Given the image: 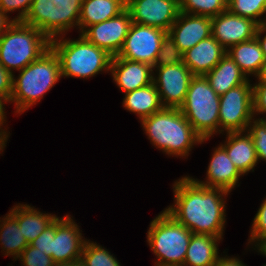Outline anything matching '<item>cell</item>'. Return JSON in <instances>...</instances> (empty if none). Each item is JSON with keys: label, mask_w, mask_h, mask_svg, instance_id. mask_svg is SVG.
<instances>
[{"label": "cell", "mask_w": 266, "mask_h": 266, "mask_svg": "<svg viewBox=\"0 0 266 266\" xmlns=\"http://www.w3.org/2000/svg\"><path fill=\"white\" fill-rule=\"evenodd\" d=\"M174 203L164 210L194 234H209L223 239L226 200L229 192L198 184L184 176L173 183Z\"/></svg>", "instance_id": "1"}, {"label": "cell", "mask_w": 266, "mask_h": 266, "mask_svg": "<svg viewBox=\"0 0 266 266\" xmlns=\"http://www.w3.org/2000/svg\"><path fill=\"white\" fill-rule=\"evenodd\" d=\"M140 122L151 144L172 157H187L194 145L209 140L194 131L179 108L164 107Z\"/></svg>", "instance_id": "2"}, {"label": "cell", "mask_w": 266, "mask_h": 266, "mask_svg": "<svg viewBox=\"0 0 266 266\" xmlns=\"http://www.w3.org/2000/svg\"><path fill=\"white\" fill-rule=\"evenodd\" d=\"M13 74L12 94L9 103H14L17 114H22L37 104L61 79L60 62L50 48L39 59Z\"/></svg>", "instance_id": "3"}, {"label": "cell", "mask_w": 266, "mask_h": 266, "mask_svg": "<svg viewBox=\"0 0 266 266\" xmlns=\"http://www.w3.org/2000/svg\"><path fill=\"white\" fill-rule=\"evenodd\" d=\"M50 48L60 62L61 77L88 79L109 72L112 56L87 41L81 34L76 40L64 35L51 39Z\"/></svg>", "instance_id": "4"}, {"label": "cell", "mask_w": 266, "mask_h": 266, "mask_svg": "<svg viewBox=\"0 0 266 266\" xmlns=\"http://www.w3.org/2000/svg\"><path fill=\"white\" fill-rule=\"evenodd\" d=\"M50 42L37 28L14 22L0 37V64L13 75L48 51Z\"/></svg>", "instance_id": "5"}, {"label": "cell", "mask_w": 266, "mask_h": 266, "mask_svg": "<svg viewBox=\"0 0 266 266\" xmlns=\"http://www.w3.org/2000/svg\"><path fill=\"white\" fill-rule=\"evenodd\" d=\"M192 232L163 210L149 225L147 242L157 257L155 266L183 265Z\"/></svg>", "instance_id": "6"}, {"label": "cell", "mask_w": 266, "mask_h": 266, "mask_svg": "<svg viewBox=\"0 0 266 266\" xmlns=\"http://www.w3.org/2000/svg\"><path fill=\"white\" fill-rule=\"evenodd\" d=\"M220 96L211 88L205 76H194L189 84L181 113L202 138L219 133Z\"/></svg>", "instance_id": "7"}, {"label": "cell", "mask_w": 266, "mask_h": 266, "mask_svg": "<svg viewBox=\"0 0 266 266\" xmlns=\"http://www.w3.org/2000/svg\"><path fill=\"white\" fill-rule=\"evenodd\" d=\"M82 0H33L22 21L40 30L50 40L79 24Z\"/></svg>", "instance_id": "8"}, {"label": "cell", "mask_w": 266, "mask_h": 266, "mask_svg": "<svg viewBox=\"0 0 266 266\" xmlns=\"http://www.w3.org/2000/svg\"><path fill=\"white\" fill-rule=\"evenodd\" d=\"M253 119L250 79L220 96L219 134L246 131Z\"/></svg>", "instance_id": "9"}, {"label": "cell", "mask_w": 266, "mask_h": 266, "mask_svg": "<svg viewBox=\"0 0 266 266\" xmlns=\"http://www.w3.org/2000/svg\"><path fill=\"white\" fill-rule=\"evenodd\" d=\"M167 31L153 26L131 24L117 58L138 61L154 66Z\"/></svg>", "instance_id": "10"}, {"label": "cell", "mask_w": 266, "mask_h": 266, "mask_svg": "<svg viewBox=\"0 0 266 266\" xmlns=\"http://www.w3.org/2000/svg\"><path fill=\"white\" fill-rule=\"evenodd\" d=\"M193 77L194 75L184 63L153 67L152 83L158 90L162 105L179 108L185 101Z\"/></svg>", "instance_id": "11"}, {"label": "cell", "mask_w": 266, "mask_h": 266, "mask_svg": "<svg viewBox=\"0 0 266 266\" xmlns=\"http://www.w3.org/2000/svg\"><path fill=\"white\" fill-rule=\"evenodd\" d=\"M131 24V15L125 9L114 18L88 26L81 35L90 43L115 57L123 46Z\"/></svg>", "instance_id": "12"}, {"label": "cell", "mask_w": 266, "mask_h": 266, "mask_svg": "<svg viewBox=\"0 0 266 266\" xmlns=\"http://www.w3.org/2000/svg\"><path fill=\"white\" fill-rule=\"evenodd\" d=\"M126 9L133 23L169 31L180 13L176 0H126Z\"/></svg>", "instance_id": "13"}, {"label": "cell", "mask_w": 266, "mask_h": 266, "mask_svg": "<svg viewBox=\"0 0 266 266\" xmlns=\"http://www.w3.org/2000/svg\"><path fill=\"white\" fill-rule=\"evenodd\" d=\"M259 26L253 19L235 15L228 9L211 18L212 36L226 51L238 43L255 38Z\"/></svg>", "instance_id": "14"}, {"label": "cell", "mask_w": 266, "mask_h": 266, "mask_svg": "<svg viewBox=\"0 0 266 266\" xmlns=\"http://www.w3.org/2000/svg\"><path fill=\"white\" fill-rule=\"evenodd\" d=\"M71 215L57 217L56 235L52 238L51 258L54 263H69L81 259L86 238Z\"/></svg>", "instance_id": "15"}, {"label": "cell", "mask_w": 266, "mask_h": 266, "mask_svg": "<svg viewBox=\"0 0 266 266\" xmlns=\"http://www.w3.org/2000/svg\"><path fill=\"white\" fill-rule=\"evenodd\" d=\"M168 33L184 53L201 40L212 35L211 18L180 12Z\"/></svg>", "instance_id": "16"}, {"label": "cell", "mask_w": 266, "mask_h": 266, "mask_svg": "<svg viewBox=\"0 0 266 266\" xmlns=\"http://www.w3.org/2000/svg\"><path fill=\"white\" fill-rule=\"evenodd\" d=\"M110 73L117 87L125 94L151 84L153 67L143 62L112 57Z\"/></svg>", "instance_id": "17"}, {"label": "cell", "mask_w": 266, "mask_h": 266, "mask_svg": "<svg viewBox=\"0 0 266 266\" xmlns=\"http://www.w3.org/2000/svg\"><path fill=\"white\" fill-rule=\"evenodd\" d=\"M206 173V181L193 179L202 186L220 188L229 193L236 187L242 176L221 145L213 150Z\"/></svg>", "instance_id": "18"}, {"label": "cell", "mask_w": 266, "mask_h": 266, "mask_svg": "<svg viewBox=\"0 0 266 266\" xmlns=\"http://www.w3.org/2000/svg\"><path fill=\"white\" fill-rule=\"evenodd\" d=\"M226 54V50L211 35L183 53V63L194 76H205Z\"/></svg>", "instance_id": "19"}, {"label": "cell", "mask_w": 266, "mask_h": 266, "mask_svg": "<svg viewBox=\"0 0 266 266\" xmlns=\"http://www.w3.org/2000/svg\"><path fill=\"white\" fill-rule=\"evenodd\" d=\"M223 143L220 145L243 176L254 172L258 159L252 138L247 131L226 133V141Z\"/></svg>", "instance_id": "20"}, {"label": "cell", "mask_w": 266, "mask_h": 266, "mask_svg": "<svg viewBox=\"0 0 266 266\" xmlns=\"http://www.w3.org/2000/svg\"><path fill=\"white\" fill-rule=\"evenodd\" d=\"M9 212L17 219L18 226L28 244L57 219L55 214L40 212L29 204L19 203L13 206Z\"/></svg>", "instance_id": "21"}, {"label": "cell", "mask_w": 266, "mask_h": 266, "mask_svg": "<svg viewBox=\"0 0 266 266\" xmlns=\"http://www.w3.org/2000/svg\"><path fill=\"white\" fill-rule=\"evenodd\" d=\"M126 9V0H82L78 29L114 18Z\"/></svg>", "instance_id": "22"}, {"label": "cell", "mask_w": 266, "mask_h": 266, "mask_svg": "<svg viewBox=\"0 0 266 266\" xmlns=\"http://www.w3.org/2000/svg\"><path fill=\"white\" fill-rule=\"evenodd\" d=\"M205 78L219 96L249 80L228 54L221 58L220 62L205 75Z\"/></svg>", "instance_id": "23"}, {"label": "cell", "mask_w": 266, "mask_h": 266, "mask_svg": "<svg viewBox=\"0 0 266 266\" xmlns=\"http://www.w3.org/2000/svg\"><path fill=\"white\" fill-rule=\"evenodd\" d=\"M226 54L234 60L248 79L250 75L256 78L260 76L265 58L256 37L230 47Z\"/></svg>", "instance_id": "24"}, {"label": "cell", "mask_w": 266, "mask_h": 266, "mask_svg": "<svg viewBox=\"0 0 266 266\" xmlns=\"http://www.w3.org/2000/svg\"><path fill=\"white\" fill-rule=\"evenodd\" d=\"M222 240L209 234H192L183 266H213Z\"/></svg>", "instance_id": "25"}, {"label": "cell", "mask_w": 266, "mask_h": 266, "mask_svg": "<svg viewBox=\"0 0 266 266\" xmlns=\"http://www.w3.org/2000/svg\"><path fill=\"white\" fill-rule=\"evenodd\" d=\"M124 97L122 105L130 113L137 114L140 121L164 108L158 90L153 83L127 92Z\"/></svg>", "instance_id": "26"}, {"label": "cell", "mask_w": 266, "mask_h": 266, "mask_svg": "<svg viewBox=\"0 0 266 266\" xmlns=\"http://www.w3.org/2000/svg\"><path fill=\"white\" fill-rule=\"evenodd\" d=\"M0 247L4 255L17 260L21 252L29 245L18 226L17 219L8 212L0 220Z\"/></svg>", "instance_id": "27"}, {"label": "cell", "mask_w": 266, "mask_h": 266, "mask_svg": "<svg viewBox=\"0 0 266 266\" xmlns=\"http://www.w3.org/2000/svg\"><path fill=\"white\" fill-rule=\"evenodd\" d=\"M227 9L235 15L253 19L259 25H266V0H227Z\"/></svg>", "instance_id": "28"}, {"label": "cell", "mask_w": 266, "mask_h": 266, "mask_svg": "<svg viewBox=\"0 0 266 266\" xmlns=\"http://www.w3.org/2000/svg\"><path fill=\"white\" fill-rule=\"evenodd\" d=\"M227 10V0H182L180 12L215 17Z\"/></svg>", "instance_id": "29"}, {"label": "cell", "mask_w": 266, "mask_h": 266, "mask_svg": "<svg viewBox=\"0 0 266 266\" xmlns=\"http://www.w3.org/2000/svg\"><path fill=\"white\" fill-rule=\"evenodd\" d=\"M81 259L86 266H121L110 251L90 240L84 244Z\"/></svg>", "instance_id": "30"}, {"label": "cell", "mask_w": 266, "mask_h": 266, "mask_svg": "<svg viewBox=\"0 0 266 266\" xmlns=\"http://www.w3.org/2000/svg\"><path fill=\"white\" fill-rule=\"evenodd\" d=\"M183 63V52L167 32L162 38L161 48L153 67H163Z\"/></svg>", "instance_id": "31"}, {"label": "cell", "mask_w": 266, "mask_h": 266, "mask_svg": "<svg viewBox=\"0 0 266 266\" xmlns=\"http://www.w3.org/2000/svg\"><path fill=\"white\" fill-rule=\"evenodd\" d=\"M251 226L247 246L250 243L255 247L254 250L260 249L266 244V197L258 208Z\"/></svg>", "instance_id": "32"}, {"label": "cell", "mask_w": 266, "mask_h": 266, "mask_svg": "<svg viewBox=\"0 0 266 266\" xmlns=\"http://www.w3.org/2000/svg\"><path fill=\"white\" fill-rule=\"evenodd\" d=\"M246 131L252 138L258 162L266 161V127L257 118H254Z\"/></svg>", "instance_id": "33"}, {"label": "cell", "mask_w": 266, "mask_h": 266, "mask_svg": "<svg viewBox=\"0 0 266 266\" xmlns=\"http://www.w3.org/2000/svg\"><path fill=\"white\" fill-rule=\"evenodd\" d=\"M22 266H53L54 261L45 252L31 246L30 244L21 252L17 258Z\"/></svg>", "instance_id": "34"}, {"label": "cell", "mask_w": 266, "mask_h": 266, "mask_svg": "<svg viewBox=\"0 0 266 266\" xmlns=\"http://www.w3.org/2000/svg\"><path fill=\"white\" fill-rule=\"evenodd\" d=\"M33 0H0V10L6 15L10 12L18 11L17 17L13 18L14 22H22L27 16Z\"/></svg>", "instance_id": "35"}, {"label": "cell", "mask_w": 266, "mask_h": 266, "mask_svg": "<svg viewBox=\"0 0 266 266\" xmlns=\"http://www.w3.org/2000/svg\"><path fill=\"white\" fill-rule=\"evenodd\" d=\"M258 82L252 85L253 116L266 113V79L257 77Z\"/></svg>", "instance_id": "36"}, {"label": "cell", "mask_w": 266, "mask_h": 266, "mask_svg": "<svg viewBox=\"0 0 266 266\" xmlns=\"http://www.w3.org/2000/svg\"><path fill=\"white\" fill-rule=\"evenodd\" d=\"M56 235V220L50 224L30 245L45 252L51 257L52 238Z\"/></svg>", "instance_id": "37"}, {"label": "cell", "mask_w": 266, "mask_h": 266, "mask_svg": "<svg viewBox=\"0 0 266 266\" xmlns=\"http://www.w3.org/2000/svg\"><path fill=\"white\" fill-rule=\"evenodd\" d=\"M12 80L13 75L0 64V98L6 103L12 94Z\"/></svg>", "instance_id": "38"}, {"label": "cell", "mask_w": 266, "mask_h": 266, "mask_svg": "<svg viewBox=\"0 0 266 266\" xmlns=\"http://www.w3.org/2000/svg\"><path fill=\"white\" fill-rule=\"evenodd\" d=\"M213 266H247L237 257H229L227 255L218 257L216 263Z\"/></svg>", "instance_id": "39"}, {"label": "cell", "mask_w": 266, "mask_h": 266, "mask_svg": "<svg viewBox=\"0 0 266 266\" xmlns=\"http://www.w3.org/2000/svg\"><path fill=\"white\" fill-rule=\"evenodd\" d=\"M265 33V34H264ZM262 36V37H261ZM256 38L260 43L266 61V25H260L256 32Z\"/></svg>", "instance_id": "40"}, {"label": "cell", "mask_w": 266, "mask_h": 266, "mask_svg": "<svg viewBox=\"0 0 266 266\" xmlns=\"http://www.w3.org/2000/svg\"><path fill=\"white\" fill-rule=\"evenodd\" d=\"M14 23L13 19H9L8 15L0 10V37L7 31V29Z\"/></svg>", "instance_id": "41"}, {"label": "cell", "mask_w": 266, "mask_h": 266, "mask_svg": "<svg viewBox=\"0 0 266 266\" xmlns=\"http://www.w3.org/2000/svg\"><path fill=\"white\" fill-rule=\"evenodd\" d=\"M5 104L6 102L0 98V130H6V128L2 129L6 122V113H5Z\"/></svg>", "instance_id": "42"}, {"label": "cell", "mask_w": 266, "mask_h": 266, "mask_svg": "<svg viewBox=\"0 0 266 266\" xmlns=\"http://www.w3.org/2000/svg\"><path fill=\"white\" fill-rule=\"evenodd\" d=\"M9 133L7 130H0V154L3 152L4 147H6L7 140L9 139Z\"/></svg>", "instance_id": "43"}, {"label": "cell", "mask_w": 266, "mask_h": 266, "mask_svg": "<svg viewBox=\"0 0 266 266\" xmlns=\"http://www.w3.org/2000/svg\"><path fill=\"white\" fill-rule=\"evenodd\" d=\"M68 266H86V264L82 261V259H79L73 262H69Z\"/></svg>", "instance_id": "44"}, {"label": "cell", "mask_w": 266, "mask_h": 266, "mask_svg": "<svg viewBox=\"0 0 266 266\" xmlns=\"http://www.w3.org/2000/svg\"><path fill=\"white\" fill-rule=\"evenodd\" d=\"M262 79H266V61L264 63V66H263V69H262V72L260 74V76Z\"/></svg>", "instance_id": "45"}, {"label": "cell", "mask_w": 266, "mask_h": 266, "mask_svg": "<svg viewBox=\"0 0 266 266\" xmlns=\"http://www.w3.org/2000/svg\"><path fill=\"white\" fill-rule=\"evenodd\" d=\"M256 251L266 257V244Z\"/></svg>", "instance_id": "46"}, {"label": "cell", "mask_w": 266, "mask_h": 266, "mask_svg": "<svg viewBox=\"0 0 266 266\" xmlns=\"http://www.w3.org/2000/svg\"><path fill=\"white\" fill-rule=\"evenodd\" d=\"M265 115H266V113H265ZM260 122H262L263 123V125L266 127V116H265V118L264 117H262V118H257Z\"/></svg>", "instance_id": "47"}, {"label": "cell", "mask_w": 266, "mask_h": 266, "mask_svg": "<svg viewBox=\"0 0 266 266\" xmlns=\"http://www.w3.org/2000/svg\"><path fill=\"white\" fill-rule=\"evenodd\" d=\"M53 266H68V263H64V262L54 263Z\"/></svg>", "instance_id": "48"}]
</instances>
